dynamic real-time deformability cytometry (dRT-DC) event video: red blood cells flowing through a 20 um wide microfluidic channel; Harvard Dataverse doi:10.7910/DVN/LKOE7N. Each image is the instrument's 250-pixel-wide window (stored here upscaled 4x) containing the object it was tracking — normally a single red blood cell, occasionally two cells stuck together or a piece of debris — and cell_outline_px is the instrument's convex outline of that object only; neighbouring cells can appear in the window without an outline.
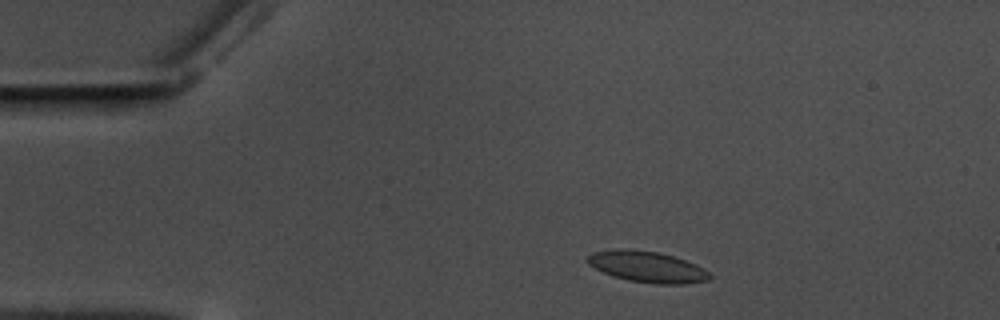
{"species": "common noctule bat (a hibernating species)", "species_latin": "Nyctalus noctula", "temperature_condition": "warm", "stored_images_in_passage": 48, "camera_frame_rate_fps": 3000, "um_per_image_px": 0.085, "animal": {"sex": "male", "body_mass_g": 17.5, "forearm_length_mm": 52.3}, "frame": {"image": 1, "passage_image": 1, "time_ms": 0.0, "image_size_px": [1000, 320], "cell_outline_px": [[712, 276], [708, 280], [684, 284], [656, 284], [628, 280], [612, 276], [588, 264], [584, 260], [592, 252], [612, 248], [628, 248], [656, 252], [672, 256], [696, 264], [704, 268]], "centroid_in_image_um": [54.97, 22.67], "position_along_channel_um": 30.0, "area_um2": 22.25}}
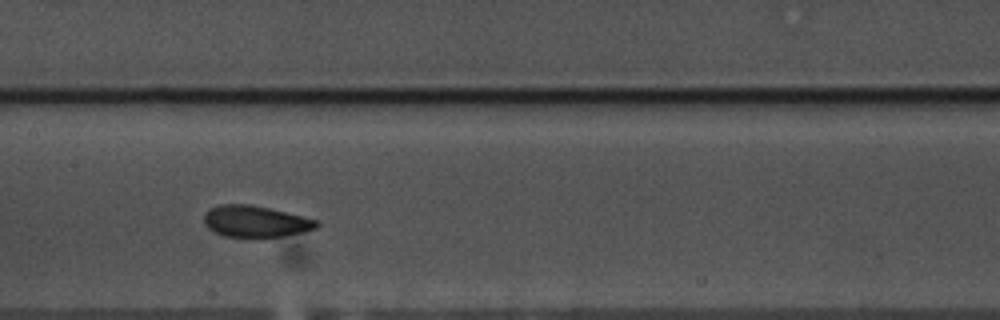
{"frame": {"image": 2, "passage_image": 19, "time_ms": 6.0, "image_size_px": [1000, 320], "cell_outline_px": [[320, 224], [316, 228], [300, 232], [280, 236], [256, 240], [252, 240], [224, 236], [212, 232], [204, 224], [204, 212], [208, 208], [220, 204], [248, 204], [272, 208], [320, 220]], "centroid_in_image_um": [21.68, 18.84], "position_along_channel_um": 185.7, "area_um2": 21.62}}
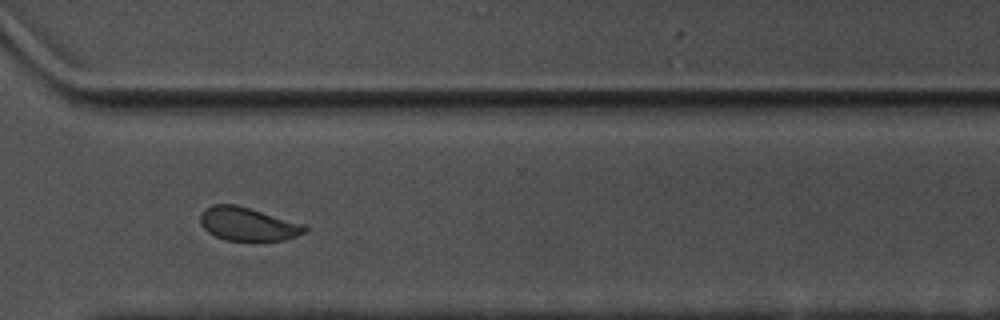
{"frame": {"image": 3, "passage_image": 33, "time_ms": 10.667, "image_size_px": [1000, 320], "cell_outline_px": [[308, 232], [284, 240], [224, 240], [208, 232], [200, 224], [200, 216], [212, 204], [236, 204], [308, 224]], "centroid_in_image_um": [21.14, 19.04], "position_along_channel_um": 349.5, "area_um2": 20.52}, "authors_computed_cell_mechanics": {"area_um2": 21.3571, "velocity_mm_per_s": 3.5114, "shape_relaxation_time_tau1_ms": 2.9747, "shape_relaxation_time_tau2_ms": 1.0894, "deformation_change_tau1": 0.0928, "deformation_change_tau2": 0.0539}}